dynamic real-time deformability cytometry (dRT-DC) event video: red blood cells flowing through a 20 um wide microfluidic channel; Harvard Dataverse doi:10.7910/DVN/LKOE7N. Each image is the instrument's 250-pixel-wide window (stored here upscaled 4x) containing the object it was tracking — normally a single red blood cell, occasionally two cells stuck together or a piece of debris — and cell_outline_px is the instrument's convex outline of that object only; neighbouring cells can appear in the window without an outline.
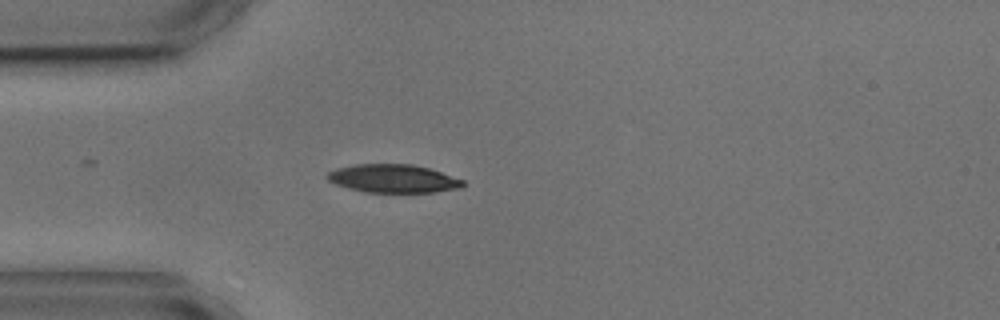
{"species": "common noctule bat (a hibernating species)", "species_latin": "Nyctalus noctula", "temperature_condition": "cold", "stored_images_in_passage": 1, "camera_frame_rate_fps": 3000, "um_per_image_px": 0.085, "animal": {"sex": "male", "body_mass_g": 17.9, "forearm_length_mm": 54.2}, "frame": {"image": 1, "passage_image": 1, "time_ms": 0.0, "image_size_px": [1000, 320], "cell_outline_px": [[464, 184], [460, 188], [436, 192], [364, 192], [348, 188], [336, 184], [328, 180], [324, 176], [328, 172], [336, 168], [356, 164], [412, 164], [428, 168], [464, 180]], "centroid_in_image_um": [33.39, 15.18], "position_along_channel_um": 51.6, "area_um2": 22.31}}